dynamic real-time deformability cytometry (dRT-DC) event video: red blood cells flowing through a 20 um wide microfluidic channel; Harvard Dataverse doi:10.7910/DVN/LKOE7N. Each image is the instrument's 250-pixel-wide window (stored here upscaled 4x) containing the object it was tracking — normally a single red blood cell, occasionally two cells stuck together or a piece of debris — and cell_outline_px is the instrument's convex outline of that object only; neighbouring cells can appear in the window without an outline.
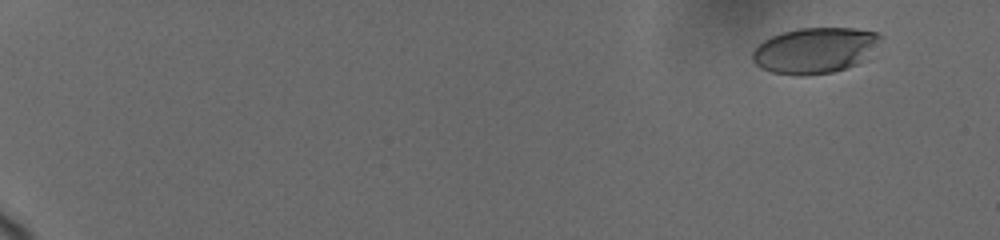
{"species": "human", "species_latin": "Homo sapiens", "temperature_condition": "cold", "stored_images_in_passage": 9, "camera_frame_rate_fps": 3000, "um_per_image_px": 0.085, "donor": {"sex": "female"}, "frame": {"image": 1, "passage_image": 2, "time_ms": 1.0, "image_size_px": [1000, 240], "cell_outline_px": [[884, 36], [868, 60], [848, 68], [832, 72], [804, 76], [796, 76], [772, 72], [756, 64], [752, 60], [752, 52], [764, 40], [780, 32], [800, 28], [856, 28], [876, 32]], "centroid_in_image_um": [69.34, 4.28], "position_along_channel_um": 15.7, "area_um2": 34.62}}
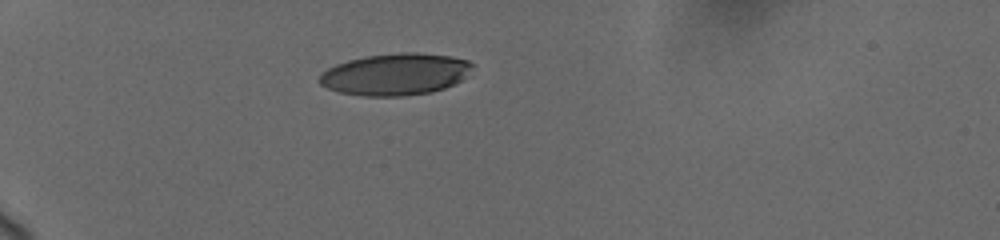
{"frame": {"image": 2, "passage_image": 7, "time_ms": 6.0, "image_size_px": [1000, 240], "cell_outline_px": [[472, 68], [460, 80], [444, 88], [432, 92], [400, 96], [364, 96], [340, 92], [328, 88], [320, 84], [320, 72], [336, 64], [348, 60], [368, 56], [400, 52], [416, 52], [452, 56], [468, 60], [472, 64]], "centroid_in_image_um": [33.59, 6.3], "position_along_channel_um": 51.4, "area_um2": 37.05}}
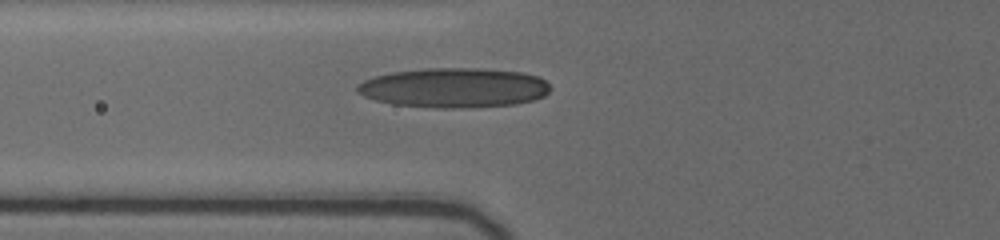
{"frame": {"image": 3, "passage_image": 9, "time_ms": 8.0, "image_size_px": [1000, 240], "cell_outline_px": [[552, 88], [544, 96], [532, 100], [516, 104], [464, 108], [440, 108], [392, 104], [376, 100], [364, 96], [356, 88], [356, 84], [364, 80], [376, 76], [392, 72], [424, 68], [480, 68], [524, 72], [536, 76], [544, 80]], "centroid_in_image_um": [38.61, 7.45], "position_along_channel_um": 87.2, "area_um2": 44.74}}